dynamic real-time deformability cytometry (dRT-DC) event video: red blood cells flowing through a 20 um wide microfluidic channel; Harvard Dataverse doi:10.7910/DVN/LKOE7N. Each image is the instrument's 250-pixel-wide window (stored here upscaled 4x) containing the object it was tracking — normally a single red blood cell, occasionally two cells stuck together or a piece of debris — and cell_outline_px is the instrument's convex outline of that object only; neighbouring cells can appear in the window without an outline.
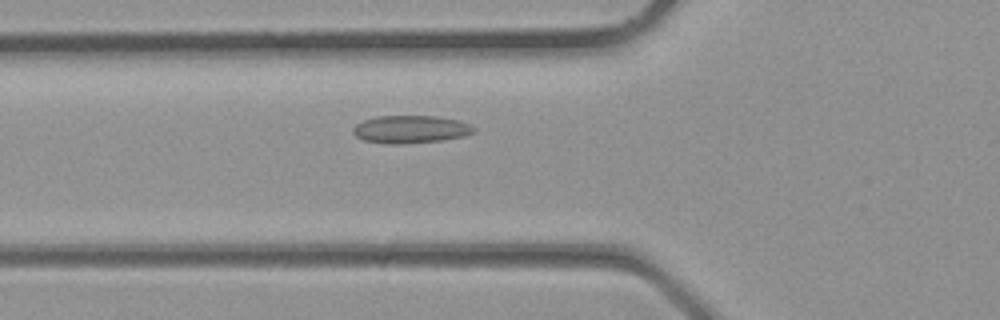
{"species": "common noctule bat (a hibernating species)", "species_latin": "Nyctalus noctula", "temperature_condition": "room temperature", "stored_images_in_passage": 22, "camera_frame_rate_fps": 3000, "um_per_image_px": 0.085, "animal": {"sex": "male", "body_mass_g": 23.1, "forearm_length_mm": 52.7}, "frame": {"image": 1, "passage_image": 2, "time_ms": 0.333, "image_size_px": [1000, 320], "cell_outline_px": [[476, 132], [464, 136], [440, 140], [400, 144], [388, 144], [364, 140], [356, 136], [352, 132], [352, 128], [356, 124], [364, 120], [376, 116], [436, 116], [460, 120], [476, 128]], "centroid_in_image_um": [34.9, 10.98], "position_along_channel_um": 90.9, "area_um2": 19.54}}
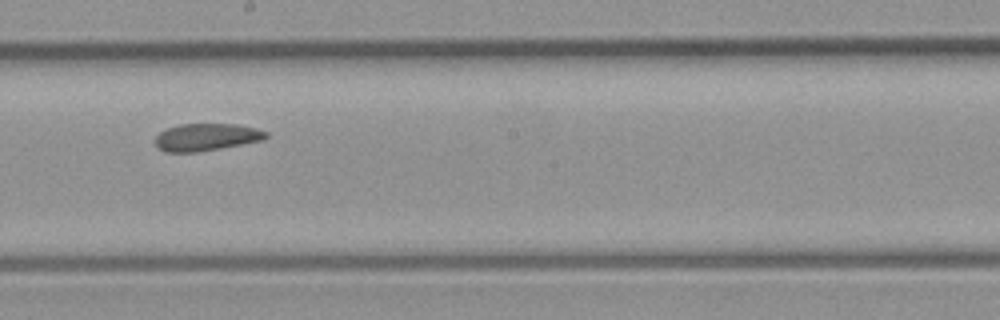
{"frame": {"image": 2, "passage_image": 9, "time_ms": 2.667, "image_size_px": [1000, 320], "cell_outline_px": [[268, 136], [264, 140], [220, 148], [196, 152], [164, 152], [156, 144], [156, 136], [160, 132], [168, 128], [180, 124], [236, 124], [256, 128], [268, 132]], "centroid_in_image_um": [17.57, 11.65], "position_along_channel_um": 230.6, "area_um2": 17.51}}
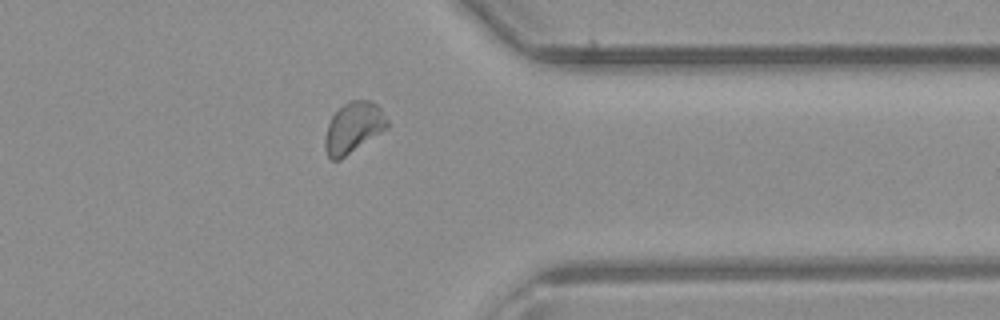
{"frame": {"image": 3, "passage_image": 17, "time_ms": 5.333, "image_size_px": [1000, 320], "cell_outline_px": [[388, 128], [340, 160], [332, 160], [328, 156], [324, 148], [324, 140], [328, 124], [332, 116], [348, 100], [372, 100], [380, 108], [388, 120]], "centroid_in_image_um": [30.04, 10.85], "position_along_channel_um": 381.4, "area_um2": 18.44}}